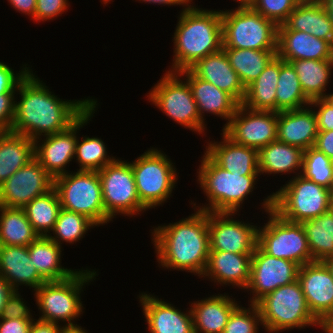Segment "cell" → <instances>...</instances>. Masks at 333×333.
<instances>
[{
  "label": "cell",
  "mask_w": 333,
  "mask_h": 333,
  "mask_svg": "<svg viewBox=\"0 0 333 333\" xmlns=\"http://www.w3.org/2000/svg\"><path fill=\"white\" fill-rule=\"evenodd\" d=\"M31 72L18 84L21 100L15 101L11 132L41 140V135L67 130L96 102L90 98L63 101Z\"/></svg>",
  "instance_id": "1"
},
{
  "label": "cell",
  "mask_w": 333,
  "mask_h": 333,
  "mask_svg": "<svg viewBox=\"0 0 333 333\" xmlns=\"http://www.w3.org/2000/svg\"><path fill=\"white\" fill-rule=\"evenodd\" d=\"M153 230L152 241L162 267L203 275L210 252L208 212L197 209L179 222Z\"/></svg>",
  "instance_id": "2"
},
{
  "label": "cell",
  "mask_w": 333,
  "mask_h": 333,
  "mask_svg": "<svg viewBox=\"0 0 333 333\" xmlns=\"http://www.w3.org/2000/svg\"><path fill=\"white\" fill-rule=\"evenodd\" d=\"M176 27L175 57L168 72L187 70L201 58L223 48L221 10H202L190 5L181 11Z\"/></svg>",
  "instance_id": "3"
},
{
  "label": "cell",
  "mask_w": 333,
  "mask_h": 333,
  "mask_svg": "<svg viewBox=\"0 0 333 333\" xmlns=\"http://www.w3.org/2000/svg\"><path fill=\"white\" fill-rule=\"evenodd\" d=\"M198 170V181L206 193L209 206L197 207L206 212L236 214L244 199L253 191L258 177L232 174L218 166L206 153Z\"/></svg>",
  "instance_id": "4"
},
{
  "label": "cell",
  "mask_w": 333,
  "mask_h": 333,
  "mask_svg": "<svg viewBox=\"0 0 333 333\" xmlns=\"http://www.w3.org/2000/svg\"><path fill=\"white\" fill-rule=\"evenodd\" d=\"M256 306L263 328L265 327L270 333L320 325V321L308 307L298 280L267 294L256 303Z\"/></svg>",
  "instance_id": "5"
},
{
  "label": "cell",
  "mask_w": 333,
  "mask_h": 333,
  "mask_svg": "<svg viewBox=\"0 0 333 333\" xmlns=\"http://www.w3.org/2000/svg\"><path fill=\"white\" fill-rule=\"evenodd\" d=\"M332 200V190L298 173L272 193V210L287 221L302 223L330 210Z\"/></svg>",
  "instance_id": "6"
},
{
  "label": "cell",
  "mask_w": 333,
  "mask_h": 333,
  "mask_svg": "<svg viewBox=\"0 0 333 333\" xmlns=\"http://www.w3.org/2000/svg\"><path fill=\"white\" fill-rule=\"evenodd\" d=\"M96 275L94 270L81 269L65 280L40 285L34 294L38 309L42 312L39 320L56 324L62 320L68 322L64 327L79 326L72 321L83 312L80 293L83 286L93 281Z\"/></svg>",
  "instance_id": "7"
},
{
  "label": "cell",
  "mask_w": 333,
  "mask_h": 333,
  "mask_svg": "<svg viewBox=\"0 0 333 333\" xmlns=\"http://www.w3.org/2000/svg\"><path fill=\"white\" fill-rule=\"evenodd\" d=\"M223 48L277 50L278 26L251 6L221 10Z\"/></svg>",
  "instance_id": "8"
},
{
  "label": "cell",
  "mask_w": 333,
  "mask_h": 333,
  "mask_svg": "<svg viewBox=\"0 0 333 333\" xmlns=\"http://www.w3.org/2000/svg\"><path fill=\"white\" fill-rule=\"evenodd\" d=\"M269 215L264 227H258L257 245L268 255L293 261L300 266L311 263L312 255L301 223L287 221L272 210V195L263 202Z\"/></svg>",
  "instance_id": "9"
},
{
  "label": "cell",
  "mask_w": 333,
  "mask_h": 333,
  "mask_svg": "<svg viewBox=\"0 0 333 333\" xmlns=\"http://www.w3.org/2000/svg\"><path fill=\"white\" fill-rule=\"evenodd\" d=\"M61 208L84 215L97 226L106 223L100 176L96 171L66 173L54 179Z\"/></svg>",
  "instance_id": "10"
},
{
  "label": "cell",
  "mask_w": 333,
  "mask_h": 333,
  "mask_svg": "<svg viewBox=\"0 0 333 333\" xmlns=\"http://www.w3.org/2000/svg\"><path fill=\"white\" fill-rule=\"evenodd\" d=\"M167 158L166 154L152 148L130 163L137 194L147 210L164 203L176 186V168Z\"/></svg>",
  "instance_id": "11"
},
{
  "label": "cell",
  "mask_w": 333,
  "mask_h": 333,
  "mask_svg": "<svg viewBox=\"0 0 333 333\" xmlns=\"http://www.w3.org/2000/svg\"><path fill=\"white\" fill-rule=\"evenodd\" d=\"M106 223L116 214L136 215L147 209L141 204L131 164L115 159L98 171Z\"/></svg>",
  "instance_id": "12"
},
{
  "label": "cell",
  "mask_w": 333,
  "mask_h": 333,
  "mask_svg": "<svg viewBox=\"0 0 333 333\" xmlns=\"http://www.w3.org/2000/svg\"><path fill=\"white\" fill-rule=\"evenodd\" d=\"M180 77L167 72L148 93V100L178 124L203 134L206 125L200 119L188 82Z\"/></svg>",
  "instance_id": "13"
},
{
  "label": "cell",
  "mask_w": 333,
  "mask_h": 333,
  "mask_svg": "<svg viewBox=\"0 0 333 333\" xmlns=\"http://www.w3.org/2000/svg\"><path fill=\"white\" fill-rule=\"evenodd\" d=\"M300 265L265 253L258 245L252 254L250 279L246 290L252 293L250 303L256 304L280 286L298 280Z\"/></svg>",
  "instance_id": "14"
},
{
  "label": "cell",
  "mask_w": 333,
  "mask_h": 333,
  "mask_svg": "<svg viewBox=\"0 0 333 333\" xmlns=\"http://www.w3.org/2000/svg\"><path fill=\"white\" fill-rule=\"evenodd\" d=\"M222 131L234 142L259 150L277 140V112L251 110L239 104Z\"/></svg>",
  "instance_id": "15"
},
{
  "label": "cell",
  "mask_w": 333,
  "mask_h": 333,
  "mask_svg": "<svg viewBox=\"0 0 333 333\" xmlns=\"http://www.w3.org/2000/svg\"><path fill=\"white\" fill-rule=\"evenodd\" d=\"M96 103L97 101L67 130L44 136L46 138L41 145L38 144V139L34 140L35 158L53 179L67 173L66 165L75 158L77 130L91 119Z\"/></svg>",
  "instance_id": "16"
},
{
  "label": "cell",
  "mask_w": 333,
  "mask_h": 333,
  "mask_svg": "<svg viewBox=\"0 0 333 333\" xmlns=\"http://www.w3.org/2000/svg\"><path fill=\"white\" fill-rule=\"evenodd\" d=\"M231 215L234 213L208 212L210 251L253 254L258 242L257 226L234 220Z\"/></svg>",
  "instance_id": "17"
},
{
  "label": "cell",
  "mask_w": 333,
  "mask_h": 333,
  "mask_svg": "<svg viewBox=\"0 0 333 333\" xmlns=\"http://www.w3.org/2000/svg\"><path fill=\"white\" fill-rule=\"evenodd\" d=\"M54 188V179L34 157L0 185V205L24 208Z\"/></svg>",
  "instance_id": "18"
},
{
  "label": "cell",
  "mask_w": 333,
  "mask_h": 333,
  "mask_svg": "<svg viewBox=\"0 0 333 333\" xmlns=\"http://www.w3.org/2000/svg\"><path fill=\"white\" fill-rule=\"evenodd\" d=\"M298 281L311 313L321 322L333 312V277L322 261L300 266Z\"/></svg>",
  "instance_id": "19"
},
{
  "label": "cell",
  "mask_w": 333,
  "mask_h": 333,
  "mask_svg": "<svg viewBox=\"0 0 333 333\" xmlns=\"http://www.w3.org/2000/svg\"><path fill=\"white\" fill-rule=\"evenodd\" d=\"M277 56L286 62L293 60H333V45L306 32L277 28Z\"/></svg>",
  "instance_id": "20"
},
{
  "label": "cell",
  "mask_w": 333,
  "mask_h": 333,
  "mask_svg": "<svg viewBox=\"0 0 333 333\" xmlns=\"http://www.w3.org/2000/svg\"><path fill=\"white\" fill-rule=\"evenodd\" d=\"M189 70L198 78L226 91L239 104L244 100L246 88L231 67L223 48L201 58Z\"/></svg>",
  "instance_id": "21"
},
{
  "label": "cell",
  "mask_w": 333,
  "mask_h": 333,
  "mask_svg": "<svg viewBox=\"0 0 333 333\" xmlns=\"http://www.w3.org/2000/svg\"><path fill=\"white\" fill-rule=\"evenodd\" d=\"M150 333H194L192 311H179L155 296H139Z\"/></svg>",
  "instance_id": "22"
},
{
  "label": "cell",
  "mask_w": 333,
  "mask_h": 333,
  "mask_svg": "<svg viewBox=\"0 0 333 333\" xmlns=\"http://www.w3.org/2000/svg\"><path fill=\"white\" fill-rule=\"evenodd\" d=\"M312 107L277 112V140L304 151L313 147L318 128Z\"/></svg>",
  "instance_id": "23"
},
{
  "label": "cell",
  "mask_w": 333,
  "mask_h": 333,
  "mask_svg": "<svg viewBox=\"0 0 333 333\" xmlns=\"http://www.w3.org/2000/svg\"><path fill=\"white\" fill-rule=\"evenodd\" d=\"M222 142H210L206 154L221 168L240 176H258V150L238 144L224 132Z\"/></svg>",
  "instance_id": "24"
},
{
  "label": "cell",
  "mask_w": 333,
  "mask_h": 333,
  "mask_svg": "<svg viewBox=\"0 0 333 333\" xmlns=\"http://www.w3.org/2000/svg\"><path fill=\"white\" fill-rule=\"evenodd\" d=\"M178 74L181 77L185 75L187 78L184 79L188 82L191 89L200 119L204 122L203 114L205 112L207 114L213 113V115L228 120L223 127L224 129L234 115L239 103L226 91L198 78L189 69L180 71Z\"/></svg>",
  "instance_id": "25"
},
{
  "label": "cell",
  "mask_w": 333,
  "mask_h": 333,
  "mask_svg": "<svg viewBox=\"0 0 333 333\" xmlns=\"http://www.w3.org/2000/svg\"><path fill=\"white\" fill-rule=\"evenodd\" d=\"M251 258L252 254L210 251L202 277L208 276L216 283L246 289L250 279Z\"/></svg>",
  "instance_id": "26"
},
{
  "label": "cell",
  "mask_w": 333,
  "mask_h": 333,
  "mask_svg": "<svg viewBox=\"0 0 333 333\" xmlns=\"http://www.w3.org/2000/svg\"><path fill=\"white\" fill-rule=\"evenodd\" d=\"M0 275L13 290L25 284L35 291L46 282L30 260L28 246H0Z\"/></svg>",
  "instance_id": "27"
},
{
  "label": "cell",
  "mask_w": 333,
  "mask_h": 333,
  "mask_svg": "<svg viewBox=\"0 0 333 333\" xmlns=\"http://www.w3.org/2000/svg\"><path fill=\"white\" fill-rule=\"evenodd\" d=\"M238 304L227 295H213L191 304L194 333H222Z\"/></svg>",
  "instance_id": "28"
},
{
  "label": "cell",
  "mask_w": 333,
  "mask_h": 333,
  "mask_svg": "<svg viewBox=\"0 0 333 333\" xmlns=\"http://www.w3.org/2000/svg\"><path fill=\"white\" fill-rule=\"evenodd\" d=\"M283 25L288 30L306 32L333 45V23L320 0L299 2Z\"/></svg>",
  "instance_id": "29"
},
{
  "label": "cell",
  "mask_w": 333,
  "mask_h": 333,
  "mask_svg": "<svg viewBox=\"0 0 333 333\" xmlns=\"http://www.w3.org/2000/svg\"><path fill=\"white\" fill-rule=\"evenodd\" d=\"M48 236H39L29 246V256L39 275L46 281H61L77 271L61 266V249Z\"/></svg>",
  "instance_id": "30"
},
{
  "label": "cell",
  "mask_w": 333,
  "mask_h": 333,
  "mask_svg": "<svg viewBox=\"0 0 333 333\" xmlns=\"http://www.w3.org/2000/svg\"><path fill=\"white\" fill-rule=\"evenodd\" d=\"M34 144L24 135L0 132V185L35 157Z\"/></svg>",
  "instance_id": "31"
},
{
  "label": "cell",
  "mask_w": 333,
  "mask_h": 333,
  "mask_svg": "<svg viewBox=\"0 0 333 333\" xmlns=\"http://www.w3.org/2000/svg\"><path fill=\"white\" fill-rule=\"evenodd\" d=\"M304 150L278 140L258 150L259 174L288 173L300 170L302 174ZM284 172V173H283Z\"/></svg>",
  "instance_id": "32"
},
{
  "label": "cell",
  "mask_w": 333,
  "mask_h": 333,
  "mask_svg": "<svg viewBox=\"0 0 333 333\" xmlns=\"http://www.w3.org/2000/svg\"><path fill=\"white\" fill-rule=\"evenodd\" d=\"M279 57L276 55L258 78L246 87L241 105L251 110L276 111Z\"/></svg>",
  "instance_id": "33"
},
{
  "label": "cell",
  "mask_w": 333,
  "mask_h": 333,
  "mask_svg": "<svg viewBox=\"0 0 333 333\" xmlns=\"http://www.w3.org/2000/svg\"><path fill=\"white\" fill-rule=\"evenodd\" d=\"M38 237L23 208L0 205V246H29Z\"/></svg>",
  "instance_id": "34"
},
{
  "label": "cell",
  "mask_w": 333,
  "mask_h": 333,
  "mask_svg": "<svg viewBox=\"0 0 333 333\" xmlns=\"http://www.w3.org/2000/svg\"><path fill=\"white\" fill-rule=\"evenodd\" d=\"M290 63L295 68L304 94L310 100L323 98L326 94L325 87L330 81L333 60L301 59Z\"/></svg>",
  "instance_id": "35"
},
{
  "label": "cell",
  "mask_w": 333,
  "mask_h": 333,
  "mask_svg": "<svg viewBox=\"0 0 333 333\" xmlns=\"http://www.w3.org/2000/svg\"><path fill=\"white\" fill-rule=\"evenodd\" d=\"M223 49L231 67L237 72L245 88L258 78L277 55V50Z\"/></svg>",
  "instance_id": "36"
},
{
  "label": "cell",
  "mask_w": 333,
  "mask_h": 333,
  "mask_svg": "<svg viewBox=\"0 0 333 333\" xmlns=\"http://www.w3.org/2000/svg\"><path fill=\"white\" fill-rule=\"evenodd\" d=\"M311 100L304 94L295 68L279 57V77L276 88V112L302 109Z\"/></svg>",
  "instance_id": "37"
},
{
  "label": "cell",
  "mask_w": 333,
  "mask_h": 333,
  "mask_svg": "<svg viewBox=\"0 0 333 333\" xmlns=\"http://www.w3.org/2000/svg\"><path fill=\"white\" fill-rule=\"evenodd\" d=\"M308 240L312 262L333 256V211L301 223Z\"/></svg>",
  "instance_id": "38"
},
{
  "label": "cell",
  "mask_w": 333,
  "mask_h": 333,
  "mask_svg": "<svg viewBox=\"0 0 333 333\" xmlns=\"http://www.w3.org/2000/svg\"><path fill=\"white\" fill-rule=\"evenodd\" d=\"M28 221L39 236H47L53 230L61 205L56 190L33 199L24 208Z\"/></svg>",
  "instance_id": "39"
},
{
  "label": "cell",
  "mask_w": 333,
  "mask_h": 333,
  "mask_svg": "<svg viewBox=\"0 0 333 333\" xmlns=\"http://www.w3.org/2000/svg\"><path fill=\"white\" fill-rule=\"evenodd\" d=\"M93 226L97 225L86 216L61 208L52 230L54 236H51V234L47 236L61 247V241L69 242L70 244L78 242L81 237L85 236L84 234H86L88 229Z\"/></svg>",
  "instance_id": "40"
},
{
  "label": "cell",
  "mask_w": 333,
  "mask_h": 333,
  "mask_svg": "<svg viewBox=\"0 0 333 333\" xmlns=\"http://www.w3.org/2000/svg\"><path fill=\"white\" fill-rule=\"evenodd\" d=\"M81 139L83 141L80 142L77 138L75 152L76 160L80 165L79 171L98 172L116 159L107 155L106 145L101 139L85 136Z\"/></svg>",
  "instance_id": "41"
},
{
  "label": "cell",
  "mask_w": 333,
  "mask_h": 333,
  "mask_svg": "<svg viewBox=\"0 0 333 333\" xmlns=\"http://www.w3.org/2000/svg\"><path fill=\"white\" fill-rule=\"evenodd\" d=\"M302 176L330 190L333 188V161L314 147L303 154Z\"/></svg>",
  "instance_id": "42"
},
{
  "label": "cell",
  "mask_w": 333,
  "mask_h": 333,
  "mask_svg": "<svg viewBox=\"0 0 333 333\" xmlns=\"http://www.w3.org/2000/svg\"><path fill=\"white\" fill-rule=\"evenodd\" d=\"M246 309L238 305L229 316L222 333H258V325H262L259 309L256 304H250Z\"/></svg>",
  "instance_id": "43"
},
{
  "label": "cell",
  "mask_w": 333,
  "mask_h": 333,
  "mask_svg": "<svg viewBox=\"0 0 333 333\" xmlns=\"http://www.w3.org/2000/svg\"><path fill=\"white\" fill-rule=\"evenodd\" d=\"M298 3V0H253L250 6L278 26L287 20Z\"/></svg>",
  "instance_id": "44"
},
{
  "label": "cell",
  "mask_w": 333,
  "mask_h": 333,
  "mask_svg": "<svg viewBox=\"0 0 333 333\" xmlns=\"http://www.w3.org/2000/svg\"><path fill=\"white\" fill-rule=\"evenodd\" d=\"M22 300L23 298L20 297L18 290H13L7 298L0 318L35 320L31 318L30 310Z\"/></svg>",
  "instance_id": "45"
},
{
  "label": "cell",
  "mask_w": 333,
  "mask_h": 333,
  "mask_svg": "<svg viewBox=\"0 0 333 333\" xmlns=\"http://www.w3.org/2000/svg\"><path fill=\"white\" fill-rule=\"evenodd\" d=\"M67 0H36L35 21H46L63 14L68 7ZM58 15V16H57Z\"/></svg>",
  "instance_id": "46"
},
{
  "label": "cell",
  "mask_w": 333,
  "mask_h": 333,
  "mask_svg": "<svg viewBox=\"0 0 333 333\" xmlns=\"http://www.w3.org/2000/svg\"><path fill=\"white\" fill-rule=\"evenodd\" d=\"M20 73H14L8 65L0 62V94L17 91L18 84L30 71L29 67L23 65Z\"/></svg>",
  "instance_id": "47"
},
{
  "label": "cell",
  "mask_w": 333,
  "mask_h": 333,
  "mask_svg": "<svg viewBox=\"0 0 333 333\" xmlns=\"http://www.w3.org/2000/svg\"><path fill=\"white\" fill-rule=\"evenodd\" d=\"M318 107L314 113L317 118L318 131L333 130V107L328 104L323 98L313 99L309 106Z\"/></svg>",
  "instance_id": "48"
},
{
  "label": "cell",
  "mask_w": 333,
  "mask_h": 333,
  "mask_svg": "<svg viewBox=\"0 0 333 333\" xmlns=\"http://www.w3.org/2000/svg\"><path fill=\"white\" fill-rule=\"evenodd\" d=\"M15 92L0 94V132L11 130L14 117Z\"/></svg>",
  "instance_id": "49"
},
{
  "label": "cell",
  "mask_w": 333,
  "mask_h": 333,
  "mask_svg": "<svg viewBox=\"0 0 333 333\" xmlns=\"http://www.w3.org/2000/svg\"><path fill=\"white\" fill-rule=\"evenodd\" d=\"M0 333H29L33 320L0 318Z\"/></svg>",
  "instance_id": "50"
},
{
  "label": "cell",
  "mask_w": 333,
  "mask_h": 333,
  "mask_svg": "<svg viewBox=\"0 0 333 333\" xmlns=\"http://www.w3.org/2000/svg\"><path fill=\"white\" fill-rule=\"evenodd\" d=\"M313 147L318 151L323 152L333 161V130L318 131V135Z\"/></svg>",
  "instance_id": "51"
},
{
  "label": "cell",
  "mask_w": 333,
  "mask_h": 333,
  "mask_svg": "<svg viewBox=\"0 0 333 333\" xmlns=\"http://www.w3.org/2000/svg\"><path fill=\"white\" fill-rule=\"evenodd\" d=\"M64 326L57 325L56 323L36 320L32 321L29 333H62Z\"/></svg>",
  "instance_id": "52"
},
{
  "label": "cell",
  "mask_w": 333,
  "mask_h": 333,
  "mask_svg": "<svg viewBox=\"0 0 333 333\" xmlns=\"http://www.w3.org/2000/svg\"><path fill=\"white\" fill-rule=\"evenodd\" d=\"M9 3L18 12L25 13L26 15H31L34 20V14L36 11V0H8Z\"/></svg>",
  "instance_id": "53"
},
{
  "label": "cell",
  "mask_w": 333,
  "mask_h": 333,
  "mask_svg": "<svg viewBox=\"0 0 333 333\" xmlns=\"http://www.w3.org/2000/svg\"><path fill=\"white\" fill-rule=\"evenodd\" d=\"M13 292L12 287L8 282L0 275V317L3 311V308L6 304L7 298Z\"/></svg>",
  "instance_id": "54"
},
{
  "label": "cell",
  "mask_w": 333,
  "mask_h": 333,
  "mask_svg": "<svg viewBox=\"0 0 333 333\" xmlns=\"http://www.w3.org/2000/svg\"><path fill=\"white\" fill-rule=\"evenodd\" d=\"M148 2V3H158L159 4H165V5H183L184 7L187 6L189 7V4H192L190 2H192L193 0H140V2ZM187 4V5H186Z\"/></svg>",
  "instance_id": "55"
},
{
  "label": "cell",
  "mask_w": 333,
  "mask_h": 333,
  "mask_svg": "<svg viewBox=\"0 0 333 333\" xmlns=\"http://www.w3.org/2000/svg\"><path fill=\"white\" fill-rule=\"evenodd\" d=\"M326 333H333V312L327 315L319 325Z\"/></svg>",
  "instance_id": "56"
},
{
  "label": "cell",
  "mask_w": 333,
  "mask_h": 333,
  "mask_svg": "<svg viewBox=\"0 0 333 333\" xmlns=\"http://www.w3.org/2000/svg\"><path fill=\"white\" fill-rule=\"evenodd\" d=\"M320 2L324 5L328 16L333 23V0H320Z\"/></svg>",
  "instance_id": "57"
},
{
  "label": "cell",
  "mask_w": 333,
  "mask_h": 333,
  "mask_svg": "<svg viewBox=\"0 0 333 333\" xmlns=\"http://www.w3.org/2000/svg\"><path fill=\"white\" fill-rule=\"evenodd\" d=\"M62 333H87V331L81 326L64 327Z\"/></svg>",
  "instance_id": "58"
},
{
  "label": "cell",
  "mask_w": 333,
  "mask_h": 333,
  "mask_svg": "<svg viewBox=\"0 0 333 333\" xmlns=\"http://www.w3.org/2000/svg\"><path fill=\"white\" fill-rule=\"evenodd\" d=\"M322 262L329 269V271L333 277V256L326 257Z\"/></svg>",
  "instance_id": "59"
},
{
  "label": "cell",
  "mask_w": 333,
  "mask_h": 333,
  "mask_svg": "<svg viewBox=\"0 0 333 333\" xmlns=\"http://www.w3.org/2000/svg\"><path fill=\"white\" fill-rule=\"evenodd\" d=\"M323 99L333 107V93L325 94Z\"/></svg>",
  "instance_id": "60"
},
{
  "label": "cell",
  "mask_w": 333,
  "mask_h": 333,
  "mask_svg": "<svg viewBox=\"0 0 333 333\" xmlns=\"http://www.w3.org/2000/svg\"><path fill=\"white\" fill-rule=\"evenodd\" d=\"M239 1V6H250L253 2V0H237Z\"/></svg>",
  "instance_id": "61"
},
{
  "label": "cell",
  "mask_w": 333,
  "mask_h": 333,
  "mask_svg": "<svg viewBox=\"0 0 333 333\" xmlns=\"http://www.w3.org/2000/svg\"><path fill=\"white\" fill-rule=\"evenodd\" d=\"M299 2H314V1H319V0H298Z\"/></svg>",
  "instance_id": "62"
},
{
  "label": "cell",
  "mask_w": 333,
  "mask_h": 333,
  "mask_svg": "<svg viewBox=\"0 0 333 333\" xmlns=\"http://www.w3.org/2000/svg\"><path fill=\"white\" fill-rule=\"evenodd\" d=\"M104 4H107L108 2H110L111 0H102Z\"/></svg>",
  "instance_id": "63"
},
{
  "label": "cell",
  "mask_w": 333,
  "mask_h": 333,
  "mask_svg": "<svg viewBox=\"0 0 333 333\" xmlns=\"http://www.w3.org/2000/svg\"><path fill=\"white\" fill-rule=\"evenodd\" d=\"M331 210L333 211V200H332V203H331Z\"/></svg>",
  "instance_id": "64"
}]
</instances>
